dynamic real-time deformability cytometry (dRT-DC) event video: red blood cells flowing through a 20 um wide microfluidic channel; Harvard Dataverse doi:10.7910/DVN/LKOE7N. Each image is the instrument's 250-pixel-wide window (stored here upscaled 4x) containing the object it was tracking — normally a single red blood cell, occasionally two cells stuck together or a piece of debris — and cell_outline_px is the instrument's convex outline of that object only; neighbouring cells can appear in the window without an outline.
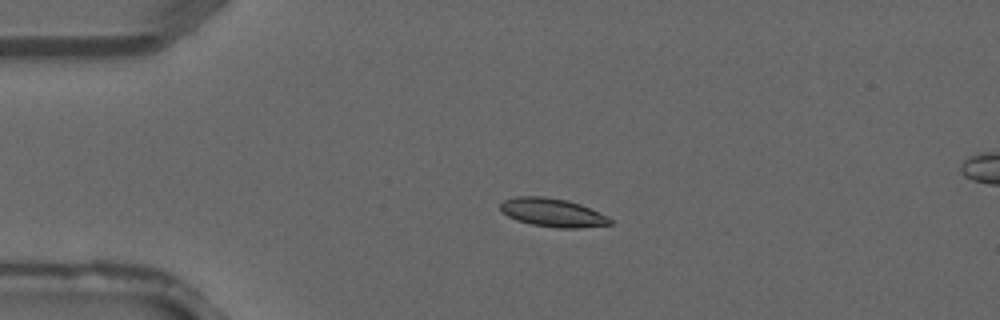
{"species": "common noctule bat (a hibernating species)", "species_latin": "Nyctalus noctula", "temperature_condition": "warm", "stored_images_in_passage": 3, "camera_frame_rate_fps": 3000, "um_per_image_px": 0.085, "animal": {"sex": "male", "forearm_length_mm": 52.5}, "frame": {"image": 1, "passage_image": 2, "time_ms": 0.333, "image_size_px": [1000, 320], "cell_outline_px": [[612, 224], [580, 228], [556, 228], [532, 224], [516, 220], [500, 212], [500, 204], [504, 200], [516, 196], [544, 196], [568, 200], [580, 204], [600, 212], [608, 216], [612, 220]], "centroid_in_image_um": [46.97, 18.06], "position_along_channel_um": 38.0, "area_um2": 18.38}}